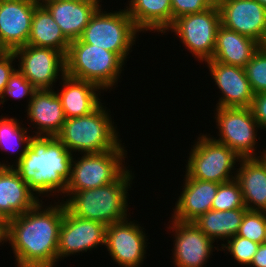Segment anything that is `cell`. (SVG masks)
<instances>
[{"label": "cell", "instance_id": "obj_1", "mask_svg": "<svg viewBox=\"0 0 266 267\" xmlns=\"http://www.w3.org/2000/svg\"><path fill=\"white\" fill-rule=\"evenodd\" d=\"M59 201L45 207L41 200L34 208L7 221V242L17 267L57 265L59 229L65 211L64 202Z\"/></svg>", "mask_w": 266, "mask_h": 267}, {"label": "cell", "instance_id": "obj_2", "mask_svg": "<svg viewBox=\"0 0 266 267\" xmlns=\"http://www.w3.org/2000/svg\"><path fill=\"white\" fill-rule=\"evenodd\" d=\"M72 160L73 154L56 136L33 135L21 160L14 165L0 162V166H15L18 175L42 198V194L45 197L56 196L55 193L64 195Z\"/></svg>", "mask_w": 266, "mask_h": 267}, {"label": "cell", "instance_id": "obj_3", "mask_svg": "<svg viewBox=\"0 0 266 267\" xmlns=\"http://www.w3.org/2000/svg\"><path fill=\"white\" fill-rule=\"evenodd\" d=\"M127 169L116 181L95 189L65 191L66 209L76 217L103 223L106 226L128 219V189L135 178ZM66 194V196H65ZM128 216V217H127Z\"/></svg>", "mask_w": 266, "mask_h": 267}, {"label": "cell", "instance_id": "obj_4", "mask_svg": "<svg viewBox=\"0 0 266 267\" xmlns=\"http://www.w3.org/2000/svg\"><path fill=\"white\" fill-rule=\"evenodd\" d=\"M103 104L87 115L65 120L56 137L72 154L102 153L122 146L117 126Z\"/></svg>", "mask_w": 266, "mask_h": 267}, {"label": "cell", "instance_id": "obj_5", "mask_svg": "<svg viewBox=\"0 0 266 267\" xmlns=\"http://www.w3.org/2000/svg\"><path fill=\"white\" fill-rule=\"evenodd\" d=\"M65 62L66 75L95 83L103 91L116 87L125 64L116 53L80 39L69 44Z\"/></svg>", "mask_w": 266, "mask_h": 267}, {"label": "cell", "instance_id": "obj_6", "mask_svg": "<svg viewBox=\"0 0 266 267\" xmlns=\"http://www.w3.org/2000/svg\"><path fill=\"white\" fill-rule=\"evenodd\" d=\"M101 8L92 15L79 39L83 43L116 53L125 62L129 52H132L136 35L141 31L135 26L126 8L110 13L103 12Z\"/></svg>", "mask_w": 266, "mask_h": 267}, {"label": "cell", "instance_id": "obj_7", "mask_svg": "<svg viewBox=\"0 0 266 267\" xmlns=\"http://www.w3.org/2000/svg\"><path fill=\"white\" fill-rule=\"evenodd\" d=\"M191 147L185 166L188 177L219 184L235 179L233 170L241 158L231 148L215 141L207 133L199 134Z\"/></svg>", "mask_w": 266, "mask_h": 267}, {"label": "cell", "instance_id": "obj_8", "mask_svg": "<svg viewBox=\"0 0 266 267\" xmlns=\"http://www.w3.org/2000/svg\"><path fill=\"white\" fill-rule=\"evenodd\" d=\"M124 146L102 153L81 154L78 160L75 156L66 191L95 189L116 181L128 169L124 162L128 154Z\"/></svg>", "mask_w": 266, "mask_h": 267}, {"label": "cell", "instance_id": "obj_9", "mask_svg": "<svg viewBox=\"0 0 266 267\" xmlns=\"http://www.w3.org/2000/svg\"><path fill=\"white\" fill-rule=\"evenodd\" d=\"M220 25L221 15L216 5L199 13L178 17L167 31L174 32L194 58L204 62L212 59Z\"/></svg>", "mask_w": 266, "mask_h": 267}, {"label": "cell", "instance_id": "obj_10", "mask_svg": "<svg viewBox=\"0 0 266 267\" xmlns=\"http://www.w3.org/2000/svg\"><path fill=\"white\" fill-rule=\"evenodd\" d=\"M215 109L214 119H216L219 137L218 139L214 136L212 138L231 148L240 158H259L260 156L254 151L257 149L256 137L260 126L251 108L216 107Z\"/></svg>", "mask_w": 266, "mask_h": 267}, {"label": "cell", "instance_id": "obj_11", "mask_svg": "<svg viewBox=\"0 0 266 267\" xmlns=\"http://www.w3.org/2000/svg\"><path fill=\"white\" fill-rule=\"evenodd\" d=\"M13 53L19 62L17 70L37 90L55 88L54 83L66 75L65 55L58 50L25 45Z\"/></svg>", "mask_w": 266, "mask_h": 267}, {"label": "cell", "instance_id": "obj_12", "mask_svg": "<svg viewBox=\"0 0 266 267\" xmlns=\"http://www.w3.org/2000/svg\"><path fill=\"white\" fill-rule=\"evenodd\" d=\"M139 225L128 218L106 227L105 247L120 267H140L144 262L148 239Z\"/></svg>", "mask_w": 266, "mask_h": 267}, {"label": "cell", "instance_id": "obj_13", "mask_svg": "<svg viewBox=\"0 0 266 267\" xmlns=\"http://www.w3.org/2000/svg\"><path fill=\"white\" fill-rule=\"evenodd\" d=\"M106 227L103 223L76 217L65 207L59 229L58 261L80 252L95 250L99 245L105 246Z\"/></svg>", "mask_w": 266, "mask_h": 267}, {"label": "cell", "instance_id": "obj_14", "mask_svg": "<svg viewBox=\"0 0 266 267\" xmlns=\"http://www.w3.org/2000/svg\"><path fill=\"white\" fill-rule=\"evenodd\" d=\"M221 25L266 45V8L256 0H217Z\"/></svg>", "mask_w": 266, "mask_h": 267}, {"label": "cell", "instance_id": "obj_15", "mask_svg": "<svg viewBox=\"0 0 266 267\" xmlns=\"http://www.w3.org/2000/svg\"><path fill=\"white\" fill-rule=\"evenodd\" d=\"M171 225V226H170ZM168 229L175 231L174 260L172 263L176 267H203L208 262L215 241L209 238L193 222L171 221Z\"/></svg>", "mask_w": 266, "mask_h": 267}, {"label": "cell", "instance_id": "obj_16", "mask_svg": "<svg viewBox=\"0 0 266 267\" xmlns=\"http://www.w3.org/2000/svg\"><path fill=\"white\" fill-rule=\"evenodd\" d=\"M38 0H0V46L14 51L25 46Z\"/></svg>", "mask_w": 266, "mask_h": 267}, {"label": "cell", "instance_id": "obj_17", "mask_svg": "<svg viewBox=\"0 0 266 267\" xmlns=\"http://www.w3.org/2000/svg\"><path fill=\"white\" fill-rule=\"evenodd\" d=\"M205 63L210 76L222 96L218 99L216 107L235 108L251 107L254 93L245 72V68L207 60Z\"/></svg>", "mask_w": 266, "mask_h": 267}, {"label": "cell", "instance_id": "obj_18", "mask_svg": "<svg viewBox=\"0 0 266 267\" xmlns=\"http://www.w3.org/2000/svg\"><path fill=\"white\" fill-rule=\"evenodd\" d=\"M40 201L13 166H0V217L8 221L34 208Z\"/></svg>", "mask_w": 266, "mask_h": 267}, {"label": "cell", "instance_id": "obj_19", "mask_svg": "<svg viewBox=\"0 0 266 267\" xmlns=\"http://www.w3.org/2000/svg\"><path fill=\"white\" fill-rule=\"evenodd\" d=\"M38 2L49 11L70 42L81 37L92 15L102 5L100 0Z\"/></svg>", "mask_w": 266, "mask_h": 267}, {"label": "cell", "instance_id": "obj_20", "mask_svg": "<svg viewBox=\"0 0 266 267\" xmlns=\"http://www.w3.org/2000/svg\"><path fill=\"white\" fill-rule=\"evenodd\" d=\"M183 188L173 208L172 218L179 222H193L200 215L211 210L219 183L193 179L186 174Z\"/></svg>", "mask_w": 266, "mask_h": 267}, {"label": "cell", "instance_id": "obj_21", "mask_svg": "<svg viewBox=\"0 0 266 267\" xmlns=\"http://www.w3.org/2000/svg\"><path fill=\"white\" fill-rule=\"evenodd\" d=\"M26 108L29 125L38 130L33 131L35 136H56L61 131L66 118L54 89L36 90Z\"/></svg>", "mask_w": 266, "mask_h": 267}, {"label": "cell", "instance_id": "obj_22", "mask_svg": "<svg viewBox=\"0 0 266 267\" xmlns=\"http://www.w3.org/2000/svg\"><path fill=\"white\" fill-rule=\"evenodd\" d=\"M61 80L62 90L56 91V94L61 101L66 119L87 115L101 104L99 95L102 89L95 83L68 75L63 76Z\"/></svg>", "mask_w": 266, "mask_h": 267}, {"label": "cell", "instance_id": "obj_23", "mask_svg": "<svg viewBox=\"0 0 266 267\" xmlns=\"http://www.w3.org/2000/svg\"><path fill=\"white\" fill-rule=\"evenodd\" d=\"M235 175L248 210L266 211V164L259 158H241Z\"/></svg>", "mask_w": 266, "mask_h": 267}, {"label": "cell", "instance_id": "obj_24", "mask_svg": "<svg viewBox=\"0 0 266 267\" xmlns=\"http://www.w3.org/2000/svg\"><path fill=\"white\" fill-rule=\"evenodd\" d=\"M260 46L254 39L220 25L211 60L244 68Z\"/></svg>", "mask_w": 266, "mask_h": 267}, {"label": "cell", "instance_id": "obj_25", "mask_svg": "<svg viewBox=\"0 0 266 267\" xmlns=\"http://www.w3.org/2000/svg\"><path fill=\"white\" fill-rule=\"evenodd\" d=\"M126 10L135 26L142 32L165 34L173 24L171 0H131Z\"/></svg>", "mask_w": 266, "mask_h": 267}, {"label": "cell", "instance_id": "obj_26", "mask_svg": "<svg viewBox=\"0 0 266 267\" xmlns=\"http://www.w3.org/2000/svg\"><path fill=\"white\" fill-rule=\"evenodd\" d=\"M70 43L49 11L39 4L34 10L27 45L49 47L66 56Z\"/></svg>", "mask_w": 266, "mask_h": 267}, {"label": "cell", "instance_id": "obj_27", "mask_svg": "<svg viewBox=\"0 0 266 267\" xmlns=\"http://www.w3.org/2000/svg\"><path fill=\"white\" fill-rule=\"evenodd\" d=\"M247 208L227 211L209 210L200 215L193 223L213 241L228 240L237 235Z\"/></svg>", "mask_w": 266, "mask_h": 267}, {"label": "cell", "instance_id": "obj_28", "mask_svg": "<svg viewBox=\"0 0 266 267\" xmlns=\"http://www.w3.org/2000/svg\"><path fill=\"white\" fill-rule=\"evenodd\" d=\"M20 123L17 118L0 116V150L17 153L16 162L25 155L30 139L33 137V134L32 136L27 135V127L24 128ZM18 150L20 151L18 152Z\"/></svg>", "mask_w": 266, "mask_h": 267}, {"label": "cell", "instance_id": "obj_29", "mask_svg": "<svg viewBox=\"0 0 266 267\" xmlns=\"http://www.w3.org/2000/svg\"><path fill=\"white\" fill-rule=\"evenodd\" d=\"M239 208H246L239 183L234 179L220 184L216 196L212 201L211 209L227 211Z\"/></svg>", "mask_w": 266, "mask_h": 267}, {"label": "cell", "instance_id": "obj_30", "mask_svg": "<svg viewBox=\"0 0 266 267\" xmlns=\"http://www.w3.org/2000/svg\"><path fill=\"white\" fill-rule=\"evenodd\" d=\"M237 235L263 244L266 239V211L247 210Z\"/></svg>", "mask_w": 266, "mask_h": 267}, {"label": "cell", "instance_id": "obj_31", "mask_svg": "<svg viewBox=\"0 0 266 267\" xmlns=\"http://www.w3.org/2000/svg\"><path fill=\"white\" fill-rule=\"evenodd\" d=\"M247 79L254 94L266 92V45L253 54L250 62L244 67Z\"/></svg>", "mask_w": 266, "mask_h": 267}, {"label": "cell", "instance_id": "obj_32", "mask_svg": "<svg viewBox=\"0 0 266 267\" xmlns=\"http://www.w3.org/2000/svg\"><path fill=\"white\" fill-rule=\"evenodd\" d=\"M226 244H221L220 249L228 251L238 264L249 266L253 260L255 253L260 244L249 239L235 235L226 241Z\"/></svg>", "mask_w": 266, "mask_h": 267}, {"label": "cell", "instance_id": "obj_33", "mask_svg": "<svg viewBox=\"0 0 266 267\" xmlns=\"http://www.w3.org/2000/svg\"><path fill=\"white\" fill-rule=\"evenodd\" d=\"M37 89L18 71L16 70L9 78L6 87L4 88L0 97V104H4L7 101V97L14 98L15 100H21L27 97L28 104L33 97L34 92Z\"/></svg>", "mask_w": 266, "mask_h": 267}, {"label": "cell", "instance_id": "obj_34", "mask_svg": "<svg viewBox=\"0 0 266 267\" xmlns=\"http://www.w3.org/2000/svg\"><path fill=\"white\" fill-rule=\"evenodd\" d=\"M217 5V0H171L173 22L180 16L199 13Z\"/></svg>", "mask_w": 266, "mask_h": 267}, {"label": "cell", "instance_id": "obj_35", "mask_svg": "<svg viewBox=\"0 0 266 267\" xmlns=\"http://www.w3.org/2000/svg\"><path fill=\"white\" fill-rule=\"evenodd\" d=\"M15 59L16 58L13 51H3L0 54V97L7 85L9 78L17 70L16 68H14L15 65L12 66Z\"/></svg>", "mask_w": 266, "mask_h": 267}, {"label": "cell", "instance_id": "obj_36", "mask_svg": "<svg viewBox=\"0 0 266 267\" xmlns=\"http://www.w3.org/2000/svg\"><path fill=\"white\" fill-rule=\"evenodd\" d=\"M254 118L260 126L259 130H266V92L254 94L253 102L251 105Z\"/></svg>", "mask_w": 266, "mask_h": 267}, {"label": "cell", "instance_id": "obj_37", "mask_svg": "<svg viewBox=\"0 0 266 267\" xmlns=\"http://www.w3.org/2000/svg\"><path fill=\"white\" fill-rule=\"evenodd\" d=\"M249 266L266 267V244L265 243L260 244Z\"/></svg>", "mask_w": 266, "mask_h": 267}, {"label": "cell", "instance_id": "obj_38", "mask_svg": "<svg viewBox=\"0 0 266 267\" xmlns=\"http://www.w3.org/2000/svg\"><path fill=\"white\" fill-rule=\"evenodd\" d=\"M7 242V221L0 218V243L4 244Z\"/></svg>", "mask_w": 266, "mask_h": 267}, {"label": "cell", "instance_id": "obj_39", "mask_svg": "<svg viewBox=\"0 0 266 267\" xmlns=\"http://www.w3.org/2000/svg\"><path fill=\"white\" fill-rule=\"evenodd\" d=\"M258 153H260L261 155H260V158L265 162V164H266V150H264L263 149V152H258Z\"/></svg>", "mask_w": 266, "mask_h": 267}, {"label": "cell", "instance_id": "obj_40", "mask_svg": "<svg viewBox=\"0 0 266 267\" xmlns=\"http://www.w3.org/2000/svg\"><path fill=\"white\" fill-rule=\"evenodd\" d=\"M259 4L266 8V0H256Z\"/></svg>", "mask_w": 266, "mask_h": 267}, {"label": "cell", "instance_id": "obj_41", "mask_svg": "<svg viewBox=\"0 0 266 267\" xmlns=\"http://www.w3.org/2000/svg\"><path fill=\"white\" fill-rule=\"evenodd\" d=\"M38 1H81V0H38Z\"/></svg>", "mask_w": 266, "mask_h": 267}, {"label": "cell", "instance_id": "obj_42", "mask_svg": "<svg viewBox=\"0 0 266 267\" xmlns=\"http://www.w3.org/2000/svg\"><path fill=\"white\" fill-rule=\"evenodd\" d=\"M5 51L1 46H0V54Z\"/></svg>", "mask_w": 266, "mask_h": 267}]
</instances>
